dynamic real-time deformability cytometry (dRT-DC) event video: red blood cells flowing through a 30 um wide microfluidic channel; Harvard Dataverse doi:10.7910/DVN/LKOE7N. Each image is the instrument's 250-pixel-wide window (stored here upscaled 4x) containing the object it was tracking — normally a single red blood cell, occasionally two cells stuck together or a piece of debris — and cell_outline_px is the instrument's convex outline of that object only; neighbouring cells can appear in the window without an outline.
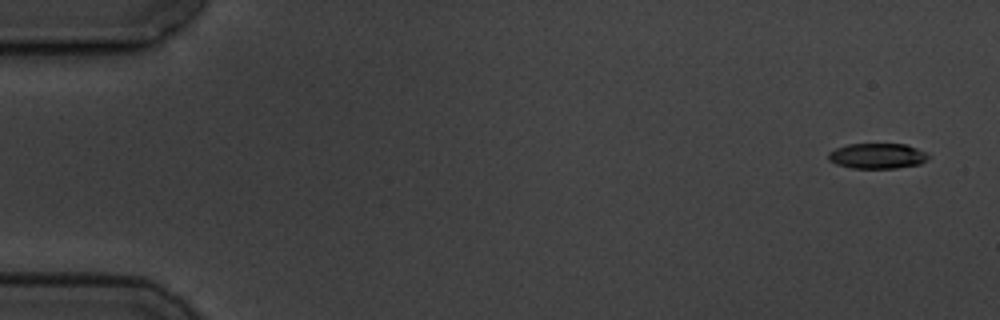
{"species": "common noctule bat (a hibernating species)", "species_latin": "Nyctalus noctula", "temperature_condition": "cold", "stored_images_in_passage": 5, "segment_of_instrument_passage": [1, 2], "camera_frame_rate_fps": 3000, "um_per_image_px": 0.085, "animal": {"sex": "male", "body_mass_g": 19.5, "forearm_length_mm": 54.6}, "frame": {"image": 1, "passage_image": 1, "time_ms": 0.0, "image_size_px": [1000, 320], "cell_outline_px": [[932, 156], [928, 160], [920, 164], [896, 168], [852, 168], [836, 164], [828, 160], [828, 152], [836, 148], [848, 144], [904, 144], [916, 148]], "centroid_in_image_um": [74.58, 13.26], "position_along_channel_um": 10.4, "area_um2": 14.85}}
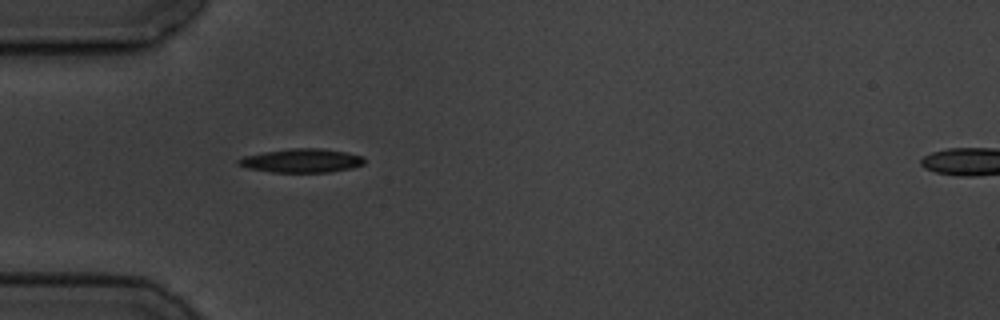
{"frame": {"image": 2, "passage_image": 4, "time_ms": 5.0, "image_size_px": [1000, 320], "cell_outline_px": [[364, 164], [352, 168], [328, 172], [272, 172], [248, 168], [236, 164], [236, 160], [244, 156], [264, 152], [292, 148], [320, 148], [348, 152], [364, 156]], "centroid_in_image_um": [25.65, 13.65], "position_along_channel_um": 59.3, "area_um2": 17.51}}